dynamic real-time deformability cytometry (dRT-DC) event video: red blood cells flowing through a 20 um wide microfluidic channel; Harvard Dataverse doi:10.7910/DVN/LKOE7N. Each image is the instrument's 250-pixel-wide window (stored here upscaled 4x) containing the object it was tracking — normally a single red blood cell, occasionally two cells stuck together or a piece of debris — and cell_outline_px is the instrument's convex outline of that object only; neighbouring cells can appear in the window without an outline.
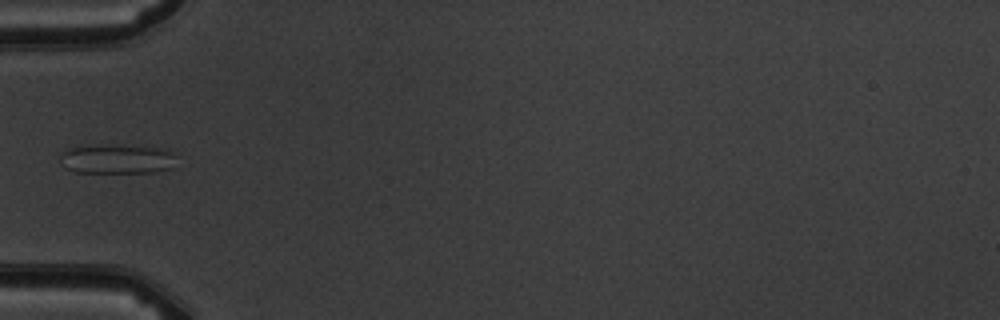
{"species": "common noctule bat (a hibernating species)", "species_latin": "Nyctalus noctula", "temperature_condition": "warm", "stored_images_in_passage": 6, "camera_frame_rate_fps": 3000, "um_per_image_px": 0.085, "animal": {"sex": "male", "body_mass_g": 19.5, "forearm_length_mm": 54.6}, "frame": {"image": 1, "passage_image": 5, "time_ms": 4.667, "image_size_px": [1000, 320], "cell_outline_px": [[172, 168], [152, 172], [76, 172], [68, 168], [60, 160], [60, 156], [64, 152], [72, 148], [100, 144], [160, 148], [172, 152]], "centroid_in_image_um": [9.92, 13.51], "position_along_channel_um": 75.1, "area_um2": 19.36}}
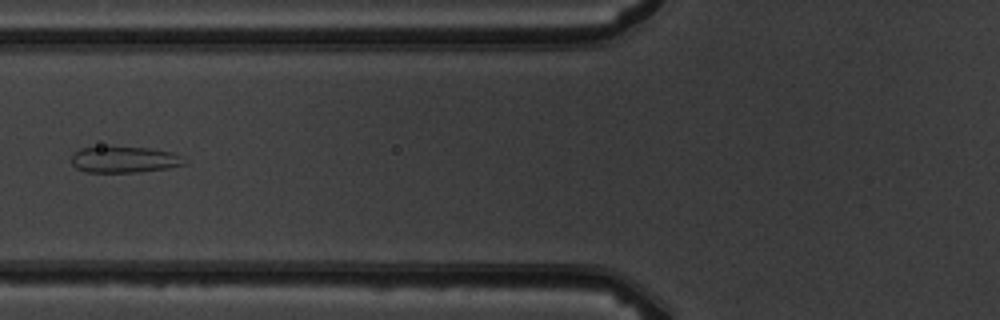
{"frame": {"image": 2, "passage_image": 6, "time_ms": 5.667, "image_size_px": [1000, 320], "cell_outline_px": [[188, 164], [168, 168], [136, 172], [84, 172], [76, 168], [72, 164], [72, 156], [80, 148], [152, 148], [172, 152], [184, 156]], "centroid_in_image_um": [10.64, 13.58], "position_along_channel_um": 115.2, "area_um2": 17.11}}